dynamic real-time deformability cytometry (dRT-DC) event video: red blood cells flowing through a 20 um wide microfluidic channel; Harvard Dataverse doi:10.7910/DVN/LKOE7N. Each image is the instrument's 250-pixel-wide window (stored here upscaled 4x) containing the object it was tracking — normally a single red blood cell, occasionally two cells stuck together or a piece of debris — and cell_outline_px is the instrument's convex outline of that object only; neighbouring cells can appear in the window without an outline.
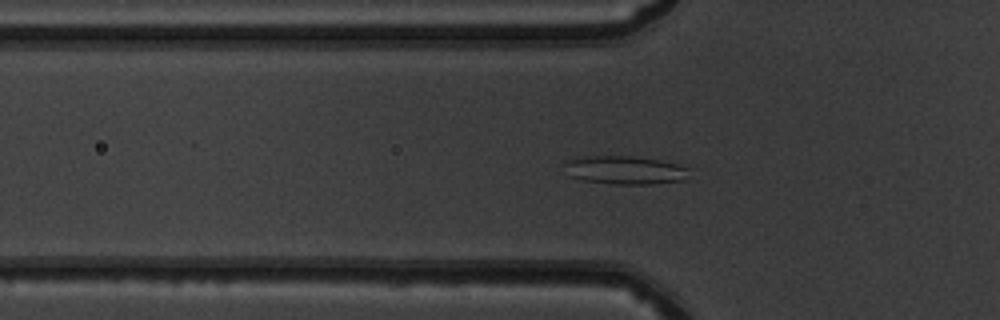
{"species": "common noctule bat (a hibernating species)", "species_latin": "Nyctalus noctula", "temperature_condition": "warm", "stored_images_in_passage": 50, "camera_frame_rate_fps": 3000, "um_per_image_px": 0.085, "animal": {"sex": "male", "body_mass_g": 19.5, "forearm_length_mm": 54.6}, "frame": {"image": 1, "passage_image": 17, "time_ms": 5.333, "image_size_px": [1000, 320], "cell_outline_px": [[692, 168], [684, 180], [652, 184], [612, 184], [584, 180], [568, 176], [564, 164], [564, 160], [592, 156], [632, 156], [660, 160]], "centroid_in_image_um": [53.13, 14.46], "position_along_channel_um": 72.7, "area_um2": 20.69}}
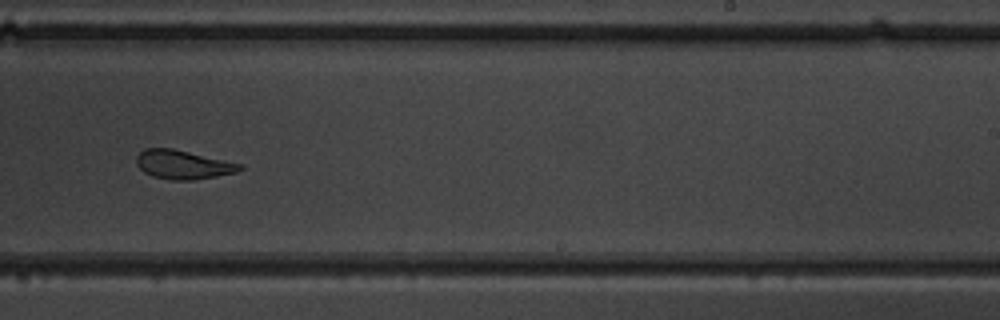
{"frame": {"image": 2, "passage_image": 32, "time_ms": 10.333, "image_size_px": [1000, 320], "cell_outline_px": [[244, 168], [236, 172], [216, 176], [192, 180], [172, 180], [152, 176], [144, 172], [136, 164], [136, 156], [144, 148], [172, 148], [244, 164]], "centroid_in_image_um": [15.56, 13.99], "position_along_channel_um": 273.4, "area_um2": 17.46}}
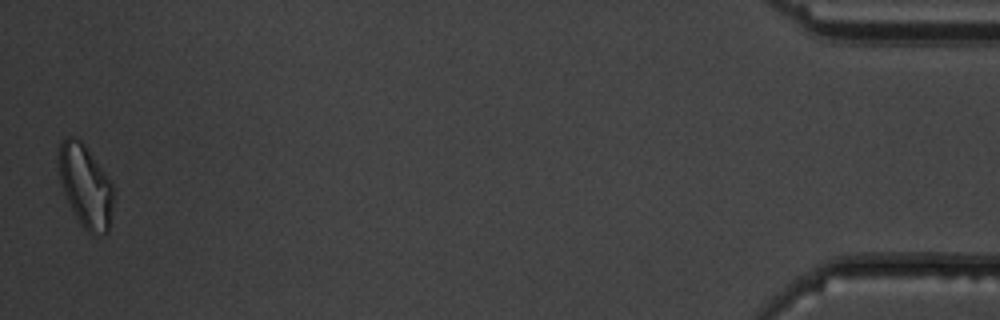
{"frame": {"image": 3, "passage_image": 50, "time_ms": 16.333, "image_size_px": [1000, 320], "cell_outline_px": [[112, 204], [108, 232], [96, 236], [88, 232], [80, 224], [64, 192], [60, 180], [60, 140], [68, 136], [76, 136], [84, 144], [112, 184]], "centroid_in_image_um": [7.27, 15.82], "position_along_channel_um": 427.9, "area_um2": 25.61}, "authors_computed_cell_mechanics": {"area_um2": 20.5479, "velocity_mm_per_s": 4.0235, "shape_relaxation_time_tau1_ms": 10.1305, "shape_relaxation_time_tau2_ms": 1.146, "deformation_change_tau1": 0.2346, "deformation_change_tau2": 0.0849}}